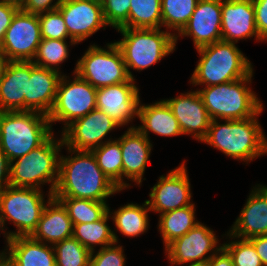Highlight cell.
Masks as SVG:
<instances>
[{"mask_svg": "<svg viewBox=\"0 0 267 266\" xmlns=\"http://www.w3.org/2000/svg\"><path fill=\"white\" fill-rule=\"evenodd\" d=\"M209 266H234L230 255L221 248L213 257L209 260Z\"/></svg>", "mask_w": 267, "mask_h": 266, "instance_id": "f6af8a7d", "label": "cell"}, {"mask_svg": "<svg viewBox=\"0 0 267 266\" xmlns=\"http://www.w3.org/2000/svg\"><path fill=\"white\" fill-rule=\"evenodd\" d=\"M110 213L108 209V212L98 221L73 225L72 237L90 251H95V245L103 248L118 243V236L107 225L109 217L112 216Z\"/></svg>", "mask_w": 267, "mask_h": 266, "instance_id": "83f0119b", "label": "cell"}, {"mask_svg": "<svg viewBox=\"0 0 267 266\" xmlns=\"http://www.w3.org/2000/svg\"><path fill=\"white\" fill-rule=\"evenodd\" d=\"M217 243L214 231L199 222L185 235L170 243L165 251L172 265L202 262L210 260L222 248ZM208 252L210 255L206 256Z\"/></svg>", "mask_w": 267, "mask_h": 266, "instance_id": "9a60e30c", "label": "cell"}, {"mask_svg": "<svg viewBox=\"0 0 267 266\" xmlns=\"http://www.w3.org/2000/svg\"><path fill=\"white\" fill-rule=\"evenodd\" d=\"M165 101L178 120L182 133L192 134V137L202 142L208 133L211 118L198 90L181 93Z\"/></svg>", "mask_w": 267, "mask_h": 266, "instance_id": "ac0fdd59", "label": "cell"}, {"mask_svg": "<svg viewBox=\"0 0 267 266\" xmlns=\"http://www.w3.org/2000/svg\"><path fill=\"white\" fill-rule=\"evenodd\" d=\"M122 40L115 42L120 49L128 75L134 79L129 68L142 71L173 53L176 48L175 32L161 28H119Z\"/></svg>", "mask_w": 267, "mask_h": 266, "instance_id": "52a82bcc", "label": "cell"}, {"mask_svg": "<svg viewBox=\"0 0 267 266\" xmlns=\"http://www.w3.org/2000/svg\"><path fill=\"white\" fill-rule=\"evenodd\" d=\"M10 185V162L0 147V190Z\"/></svg>", "mask_w": 267, "mask_h": 266, "instance_id": "7bdbcfd3", "label": "cell"}, {"mask_svg": "<svg viewBox=\"0 0 267 266\" xmlns=\"http://www.w3.org/2000/svg\"><path fill=\"white\" fill-rule=\"evenodd\" d=\"M72 234L73 223L67 210L53 197V194L48 193L47 204L31 237L45 244L54 245L72 237Z\"/></svg>", "mask_w": 267, "mask_h": 266, "instance_id": "cb8c5ba5", "label": "cell"}, {"mask_svg": "<svg viewBox=\"0 0 267 266\" xmlns=\"http://www.w3.org/2000/svg\"><path fill=\"white\" fill-rule=\"evenodd\" d=\"M41 40L38 14L19 10L5 32L0 51L7 61H32Z\"/></svg>", "mask_w": 267, "mask_h": 266, "instance_id": "8fae6325", "label": "cell"}, {"mask_svg": "<svg viewBox=\"0 0 267 266\" xmlns=\"http://www.w3.org/2000/svg\"><path fill=\"white\" fill-rule=\"evenodd\" d=\"M4 252H5V251H2V252L0 253V264H2V263L4 262Z\"/></svg>", "mask_w": 267, "mask_h": 266, "instance_id": "f907efd6", "label": "cell"}, {"mask_svg": "<svg viewBox=\"0 0 267 266\" xmlns=\"http://www.w3.org/2000/svg\"><path fill=\"white\" fill-rule=\"evenodd\" d=\"M42 39L66 40L69 34L58 9L38 14Z\"/></svg>", "mask_w": 267, "mask_h": 266, "instance_id": "8d00e7d4", "label": "cell"}, {"mask_svg": "<svg viewBox=\"0 0 267 266\" xmlns=\"http://www.w3.org/2000/svg\"><path fill=\"white\" fill-rule=\"evenodd\" d=\"M62 1L63 0H57L53 3V0H25L20 10L27 13L40 14L57 9Z\"/></svg>", "mask_w": 267, "mask_h": 266, "instance_id": "60d3db41", "label": "cell"}, {"mask_svg": "<svg viewBox=\"0 0 267 266\" xmlns=\"http://www.w3.org/2000/svg\"><path fill=\"white\" fill-rule=\"evenodd\" d=\"M0 266H6V263H5V262H3L2 264H0Z\"/></svg>", "mask_w": 267, "mask_h": 266, "instance_id": "816d5d0a", "label": "cell"}, {"mask_svg": "<svg viewBox=\"0 0 267 266\" xmlns=\"http://www.w3.org/2000/svg\"><path fill=\"white\" fill-rule=\"evenodd\" d=\"M188 266H209V260L202 261V262L189 263Z\"/></svg>", "mask_w": 267, "mask_h": 266, "instance_id": "c3c4849f", "label": "cell"}, {"mask_svg": "<svg viewBox=\"0 0 267 266\" xmlns=\"http://www.w3.org/2000/svg\"><path fill=\"white\" fill-rule=\"evenodd\" d=\"M62 74L30 61V77H27V111L48 116L53 108L57 87Z\"/></svg>", "mask_w": 267, "mask_h": 266, "instance_id": "7402d4cb", "label": "cell"}, {"mask_svg": "<svg viewBox=\"0 0 267 266\" xmlns=\"http://www.w3.org/2000/svg\"><path fill=\"white\" fill-rule=\"evenodd\" d=\"M52 129L48 116L40 112H0V147L11 163L40 146Z\"/></svg>", "mask_w": 267, "mask_h": 266, "instance_id": "277c9868", "label": "cell"}, {"mask_svg": "<svg viewBox=\"0 0 267 266\" xmlns=\"http://www.w3.org/2000/svg\"><path fill=\"white\" fill-rule=\"evenodd\" d=\"M150 211L147 201L138 205L128 203L114 211L111 217L115 223L117 231L119 230L125 236L137 237L148 230L149 219L147 212Z\"/></svg>", "mask_w": 267, "mask_h": 266, "instance_id": "f546056e", "label": "cell"}, {"mask_svg": "<svg viewBox=\"0 0 267 266\" xmlns=\"http://www.w3.org/2000/svg\"><path fill=\"white\" fill-rule=\"evenodd\" d=\"M68 47L66 40L42 39L32 62L36 66L61 73L58 65L68 58Z\"/></svg>", "mask_w": 267, "mask_h": 266, "instance_id": "836d02e7", "label": "cell"}, {"mask_svg": "<svg viewBox=\"0 0 267 266\" xmlns=\"http://www.w3.org/2000/svg\"><path fill=\"white\" fill-rule=\"evenodd\" d=\"M123 246L113 244L100 248L96 254L91 251L89 266H125Z\"/></svg>", "mask_w": 267, "mask_h": 266, "instance_id": "f35d334b", "label": "cell"}, {"mask_svg": "<svg viewBox=\"0 0 267 266\" xmlns=\"http://www.w3.org/2000/svg\"><path fill=\"white\" fill-rule=\"evenodd\" d=\"M2 1H5V2L10 3V4H14L18 7H21L25 2V0H2Z\"/></svg>", "mask_w": 267, "mask_h": 266, "instance_id": "7dc6e473", "label": "cell"}, {"mask_svg": "<svg viewBox=\"0 0 267 266\" xmlns=\"http://www.w3.org/2000/svg\"><path fill=\"white\" fill-rule=\"evenodd\" d=\"M58 199L72 220L73 225L80 223H92L100 220L108 212L106 202L90 199H78L73 197H54Z\"/></svg>", "mask_w": 267, "mask_h": 266, "instance_id": "4dcf8cb0", "label": "cell"}, {"mask_svg": "<svg viewBox=\"0 0 267 266\" xmlns=\"http://www.w3.org/2000/svg\"><path fill=\"white\" fill-rule=\"evenodd\" d=\"M221 12L222 0H199L188 23L175 34V44L179 36L192 37L196 49L222 40Z\"/></svg>", "mask_w": 267, "mask_h": 266, "instance_id": "e0dca14e", "label": "cell"}, {"mask_svg": "<svg viewBox=\"0 0 267 266\" xmlns=\"http://www.w3.org/2000/svg\"><path fill=\"white\" fill-rule=\"evenodd\" d=\"M199 0H161L162 26L179 33L188 23Z\"/></svg>", "mask_w": 267, "mask_h": 266, "instance_id": "d6a6232c", "label": "cell"}, {"mask_svg": "<svg viewBox=\"0 0 267 266\" xmlns=\"http://www.w3.org/2000/svg\"><path fill=\"white\" fill-rule=\"evenodd\" d=\"M73 73L89 82L96 89L127 82L128 75L122 53L116 43H108L107 49L90 45L76 63Z\"/></svg>", "mask_w": 267, "mask_h": 266, "instance_id": "9c48e42d", "label": "cell"}, {"mask_svg": "<svg viewBox=\"0 0 267 266\" xmlns=\"http://www.w3.org/2000/svg\"><path fill=\"white\" fill-rule=\"evenodd\" d=\"M106 23L116 29L128 22L131 0H101Z\"/></svg>", "mask_w": 267, "mask_h": 266, "instance_id": "74e56055", "label": "cell"}, {"mask_svg": "<svg viewBox=\"0 0 267 266\" xmlns=\"http://www.w3.org/2000/svg\"><path fill=\"white\" fill-rule=\"evenodd\" d=\"M4 225H5L4 219H3L2 215H1V211H0V230L2 229V231H3L2 233H4V231H5Z\"/></svg>", "mask_w": 267, "mask_h": 266, "instance_id": "681fc988", "label": "cell"}, {"mask_svg": "<svg viewBox=\"0 0 267 266\" xmlns=\"http://www.w3.org/2000/svg\"><path fill=\"white\" fill-rule=\"evenodd\" d=\"M248 240L253 244L263 266H267V235L255 236Z\"/></svg>", "mask_w": 267, "mask_h": 266, "instance_id": "ee69618b", "label": "cell"}, {"mask_svg": "<svg viewBox=\"0 0 267 266\" xmlns=\"http://www.w3.org/2000/svg\"><path fill=\"white\" fill-rule=\"evenodd\" d=\"M57 9L66 24L70 45L84 41L108 25L101 0H63Z\"/></svg>", "mask_w": 267, "mask_h": 266, "instance_id": "7c38bea8", "label": "cell"}, {"mask_svg": "<svg viewBox=\"0 0 267 266\" xmlns=\"http://www.w3.org/2000/svg\"><path fill=\"white\" fill-rule=\"evenodd\" d=\"M161 27V0H131L128 22L122 28Z\"/></svg>", "mask_w": 267, "mask_h": 266, "instance_id": "1f68e13d", "label": "cell"}, {"mask_svg": "<svg viewBox=\"0 0 267 266\" xmlns=\"http://www.w3.org/2000/svg\"><path fill=\"white\" fill-rule=\"evenodd\" d=\"M243 120H211L208 133L202 141L217 148L226 156L244 162L267 154V138L258 121V115ZM257 116V118H256Z\"/></svg>", "mask_w": 267, "mask_h": 266, "instance_id": "7a4b0ae2", "label": "cell"}, {"mask_svg": "<svg viewBox=\"0 0 267 266\" xmlns=\"http://www.w3.org/2000/svg\"><path fill=\"white\" fill-rule=\"evenodd\" d=\"M6 62H7V60L4 56V54L0 51V78H1V75H2V72H3V69L5 67Z\"/></svg>", "mask_w": 267, "mask_h": 266, "instance_id": "bcb514c9", "label": "cell"}, {"mask_svg": "<svg viewBox=\"0 0 267 266\" xmlns=\"http://www.w3.org/2000/svg\"><path fill=\"white\" fill-rule=\"evenodd\" d=\"M70 156L59 159V178L53 197H73L106 202L121 190L99 168L92 151L67 148Z\"/></svg>", "mask_w": 267, "mask_h": 266, "instance_id": "6da1fadb", "label": "cell"}, {"mask_svg": "<svg viewBox=\"0 0 267 266\" xmlns=\"http://www.w3.org/2000/svg\"><path fill=\"white\" fill-rule=\"evenodd\" d=\"M252 76L253 70L239 80L198 90L211 120H243L257 115L263 109L255 92L246 85L251 83Z\"/></svg>", "mask_w": 267, "mask_h": 266, "instance_id": "5b68a950", "label": "cell"}, {"mask_svg": "<svg viewBox=\"0 0 267 266\" xmlns=\"http://www.w3.org/2000/svg\"><path fill=\"white\" fill-rule=\"evenodd\" d=\"M42 190L7 186L0 190V211L4 223L9 220L17 227L15 232L4 233L8 245L12 238L31 236L37 228L46 206Z\"/></svg>", "mask_w": 267, "mask_h": 266, "instance_id": "ba28073f", "label": "cell"}, {"mask_svg": "<svg viewBox=\"0 0 267 266\" xmlns=\"http://www.w3.org/2000/svg\"><path fill=\"white\" fill-rule=\"evenodd\" d=\"M99 168L108 179L120 190L129 188L130 184L123 181V163L120 142L116 140H106L100 147L91 150Z\"/></svg>", "mask_w": 267, "mask_h": 266, "instance_id": "f1b7e54d", "label": "cell"}, {"mask_svg": "<svg viewBox=\"0 0 267 266\" xmlns=\"http://www.w3.org/2000/svg\"><path fill=\"white\" fill-rule=\"evenodd\" d=\"M222 40L237 43L240 39L259 37L255 23V9L252 0H222Z\"/></svg>", "mask_w": 267, "mask_h": 266, "instance_id": "d6986e66", "label": "cell"}, {"mask_svg": "<svg viewBox=\"0 0 267 266\" xmlns=\"http://www.w3.org/2000/svg\"><path fill=\"white\" fill-rule=\"evenodd\" d=\"M56 266H89L91 251L70 237L53 245Z\"/></svg>", "mask_w": 267, "mask_h": 266, "instance_id": "e575fe53", "label": "cell"}, {"mask_svg": "<svg viewBox=\"0 0 267 266\" xmlns=\"http://www.w3.org/2000/svg\"><path fill=\"white\" fill-rule=\"evenodd\" d=\"M255 9V23L259 37L267 40V0H252Z\"/></svg>", "mask_w": 267, "mask_h": 266, "instance_id": "ab89813d", "label": "cell"}, {"mask_svg": "<svg viewBox=\"0 0 267 266\" xmlns=\"http://www.w3.org/2000/svg\"><path fill=\"white\" fill-rule=\"evenodd\" d=\"M30 61H7L0 78V112L27 111Z\"/></svg>", "mask_w": 267, "mask_h": 266, "instance_id": "44dd1931", "label": "cell"}, {"mask_svg": "<svg viewBox=\"0 0 267 266\" xmlns=\"http://www.w3.org/2000/svg\"><path fill=\"white\" fill-rule=\"evenodd\" d=\"M74 80L62 75L55 102L48 114L49 122H64L63 130L75 120L82 118L96 108L97 89L74 73Z\"/></svg>", "mask_w": 267, "mask_h": 266, "instance_id": "30bf717a", "label": "cell"}, {"mask_svg": "<svg viewBox=\"0 0 267 266\" xmlns=\"http://www.w3.org/2000/svg\"><path fill=\"white\" fill-rule=\"evenodd\" d=\"M52 246V247H51ZM4 252V262L8 266H56L53 245L19 236L11 239Z\"/></svg>", "mask_w": 267, "mask_h": 266, "instance_id": "d4e9b609", "label": "cell"}, {"mask_svg": "<svg viewBox=\"0 0 267 266\" xmlns=\"http://www.w3.org/2000/svg\"><path fill=\"white\" fill-rule=\"evenodd\" d=\"M137 118L140 119L142 125L136 128L149 140L148 132L150 131L166 137L183 135L178 120L165 99L151 105H141L139 102Z\"/></svg>", "mask_w": 267, "mask_h": 266, "instance_id": "484cf974", "label": "cell"}, {"mask_svg": "<svg viewBox=\"0 0 267 266\" xmlns=\"http://www.w3.org/2000/svg\"><path fill=\"white\" fill-rule=\"evenodd\" d=\"M234 266H263L253 244L248 239H239L222 244Z\"/></svg>", "mask_w": 267, "mask_h": 266, "instance_id": "d590c367", "label": "cell"}, {"mask_svg": "<svg viewBox=\"0 0 267 266\" xmlns=\"http://www.w3.org/2000/svg\"><path fill=\"white\" fill-rule=\"evenodd\" d=\"M159 177L157 184L149 193L150 200H146L150 211L163 214L168 211L192 205L191 186L185 162L168 174Z\"/></svg>", "mask_w": 267, "mask_h": 266, "instance_id": "5bb4252c", "label": "cell"}, {"mask_svg": "<svg viewBox=\"0 0 267 266\" xmlns=\"http://www.w3.org/2000/svg\"><path fill=\"white\" fill-rule=\"evenodd\" d=\"M19 10L20 7L0 0V45L7 28L10 26L13 17Z\"/></svg>", "mask_w": 267, "mask_h": 266, "instance_id": "b9f144b4", "label": "cell"}, {"mask_svg": "<svg viewBox=\"0 0 267 266\" xmlns=\"http://www.w3.org/2000/svg\"><path fill=\"white\" fill-rule=\"evenodd\" d=\"M257 187H253L239 217L230 228L229 238L250 239L267 235V186L258 184Z\"/></svg>", "mask_w": 267, "mask_h": 266, "instance_id": "ffe728a7", "label": "cell"}, {"mask_svg": "<svg viewBox=\"0 0 267 266\" xmlns=\"http://www.w3.org/2000/svg\"><path fill=\"white\" fill-rule=\"evenodd\" d=\"M195 219L194 203L160 214L158 227L165 248L175 239L182 237L196 226L199 222Z\"/></svg>", "mask_w": 267, "mask_h": 266, "instance_id": "4316f807", "label": "cell"}, {"mask_svg": "<svg viewBox=\"0 0 267 266\" xmlns=\"http://www.w3.org/2000/svg\"><path fill=\"white\" fill-rule=\"evenodd\" d=\"M235 44L220 40L197 48L200 60L191 76V84L207 87L246 77L253 67Z\"/></svg>", "mask_w": 267, "mask_h": 266, "instance_id": "3957f363", "label": "cell"}, {"mask_svg": "<svg viewBox=\"0 0 267 266\" xmlns=\"http://www.w3.org/2000/svg\"><path fill=\"white\" fill-rule=\"evenodd\" d=\"M118 127L121 126L111 117L95 108L68 125L61 136L67 148L91 151L104 144V137Z\"/></svg>", "mask_w": 267, "mask_h": 266, "instance_id": "4fadbf2b", "label": "cell"}, {"mask_svg": "<svg viewBox=\"0 0 267 266\" xmlns=\"http://www.w3.org/2000/svg\"><path fill=\"white\" fill-rule=\"evenodd\" d=\"M118 140L123 156V176L140 185L153 145L134 126H130Z\"/></svg>", "mask_w": 267, "mask_h": 266, "instance_id": "603a6c76", "label": "cell"}, {"mask_svg": "<svg viewBox=\"0 0 267 266\" xmlns=\"http://www.w3.org/2000/svg\"><path fill=\"white\" fill-rule=\"evenodd\" d=\"M134 81L130 78L127 82L97 89L96 108L120 126L131 122L138 115L139 88Z\"/></svg>", "mask_w": 267, "mask_h": 266, "instance_id": "2e32d148", "label": "cell"}, {"mask_svg": "<svg viewBox=\"0 0 267 266\" xmlns=\"http://www.w3.org/2000/svg\"><path fill=\"white\" fill-rule=\"evenodd\" d=\"M53 136L52 133L29 154L10 163V186L41 190V184L51 183L49 193H54L59 178V152L64 143L62 138L56 140Z\"/></svg>", "mask_w": 267, "mask_h": 266, "instance_id": "8992f818", "label": "cell"}]
</instances>
